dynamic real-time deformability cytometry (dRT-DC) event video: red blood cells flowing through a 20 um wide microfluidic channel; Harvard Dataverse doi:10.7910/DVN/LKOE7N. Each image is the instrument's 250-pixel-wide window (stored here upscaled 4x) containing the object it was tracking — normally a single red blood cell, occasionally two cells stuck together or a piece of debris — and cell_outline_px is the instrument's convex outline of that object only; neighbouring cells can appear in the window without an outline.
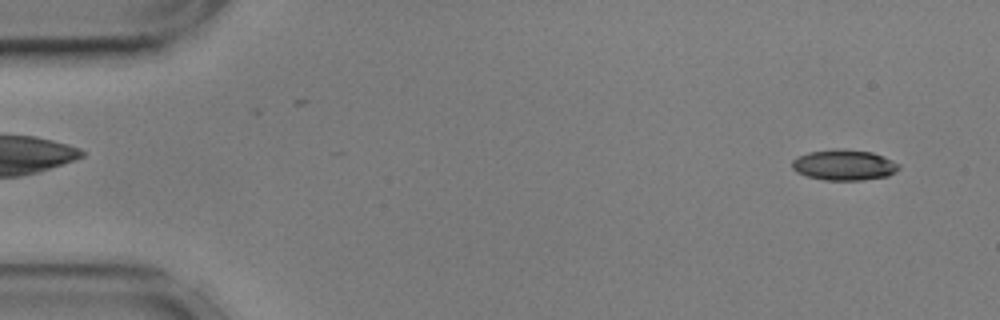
{"species": "common noctule bat (a hibernating species)", "species_latin": "Nyctalus noctula", "temperature_condition": "cold", "stored_images_in_passage": 54, "camera_frame_rate_fps": 3000, "um_per_image_px": 0.085, "animal": {"sex": "male", "body_mass_g": 17.9, "forearm_length_mm": 54.2}, "frame": {"image": 1, "passage_image": 2, "time_ms": 0.333, "image_size_px": [1000, 320], "cell_outline_px": [[900, 168], [896, 172], [888, 176], [864, 180], [824, 180], [808, 176], [796, 172], [792, 168], [792, 160], [796, 156], [808, 152], [832, 148], [836, 148], [872, 152], [892, 160], [900, 164]], "centroid_in_image_um": [71.73, 14.02], "position_along_channel_um": 13.3, "area_um2": 19.31}}
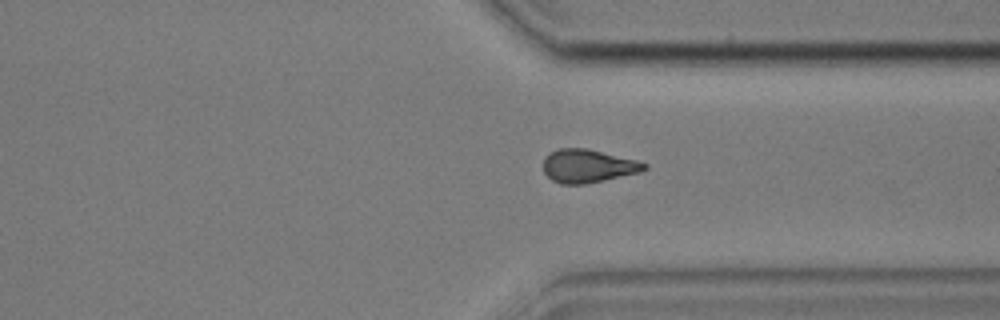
{"frame": {"image": 2, "passage_image": 40, "time_ms": 13.0, "image_size_px": [1000, 320], "cell_outline_px": [[648, 168], [640, 172], [604, 180], [584, 184], [560, 184], [552, 180], [544, 172], [544, 156], [560, 148], [588, 148], [636, 160], [648, 164]], "centroid_in_image_um": [49.98, 14.11], "position_along_channel_um": 361.4, "area_um2": 19.54}}
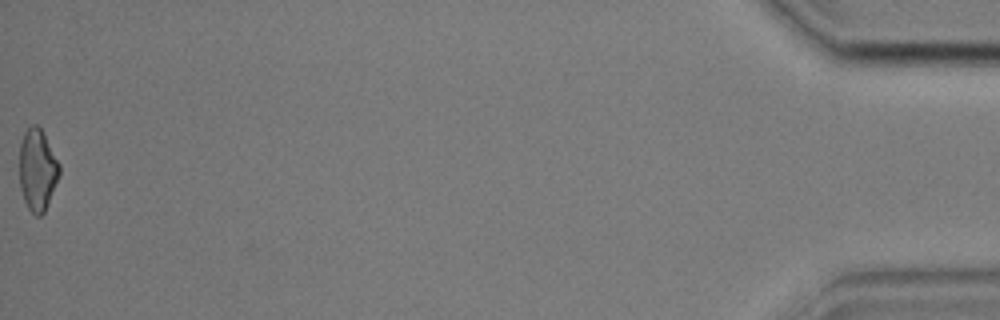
{"frame": {"image": 3, "passage_image": 54, "time_ms": 17.667, "image_size_px": [1000, 320], "cell_outline_px": [[60, 176], [44, 212], [40, 216], [36, 216], [28, 208], [24, 200], [20, 188], [20, 140], [24, 132], [32, 124], [36, 124], [40, 128], [60, 164]], "centroid_in_image_um": [3.18, 14.44], "position_along_channel_um": 432.0, "area_um2": 18.96}, "authors_computed_cell_mechanics": {"area_um2": 19.4497, "velocity_mm_per_s": 3.6033, "shape_relaxation_time_tau1_ms": 6.322, "shape_relaxation_time_tau2_ms": 5.9093, "deformation_change_tau1": 0.1832, "deformation_change_tau2": 0.1424}}